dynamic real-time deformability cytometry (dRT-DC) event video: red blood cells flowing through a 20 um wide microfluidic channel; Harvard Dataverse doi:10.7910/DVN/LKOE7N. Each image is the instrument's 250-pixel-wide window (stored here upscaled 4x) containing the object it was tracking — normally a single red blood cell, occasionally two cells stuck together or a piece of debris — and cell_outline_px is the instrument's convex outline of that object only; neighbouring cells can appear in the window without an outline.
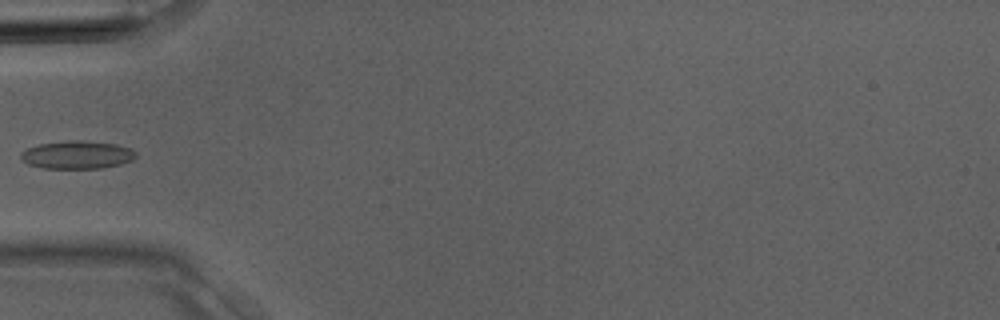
{"species": "Egyptian fruit bat (a non-hibernating species)", "species_latin": "Rousettus aegyptiacus", "temperature_condition": "room temperature", "stored_images_in_passage": 4, "camera_frame_rate_fps": 3000, "um_per_image_px": 0.085, "animal": {"sex": "male"}, "frame": {"image": 1, "passage_image": 4, "time_ms": 1.0, "image_size_px": [1000, 320], "cell_outline_px": [[136, 156], [132, 160], [120, 164], [100, 168], [44, 168], [28, 164], [20, 160], [20, 152], [28, 148], [40, 144], [68, 140], [80, 140], [116, 144], [132, 148], [136, 152]], "centroid_in_image_um": [6.55, 13.15], "position_along_channel_um": 78.5, "area_um2": 18.79}}